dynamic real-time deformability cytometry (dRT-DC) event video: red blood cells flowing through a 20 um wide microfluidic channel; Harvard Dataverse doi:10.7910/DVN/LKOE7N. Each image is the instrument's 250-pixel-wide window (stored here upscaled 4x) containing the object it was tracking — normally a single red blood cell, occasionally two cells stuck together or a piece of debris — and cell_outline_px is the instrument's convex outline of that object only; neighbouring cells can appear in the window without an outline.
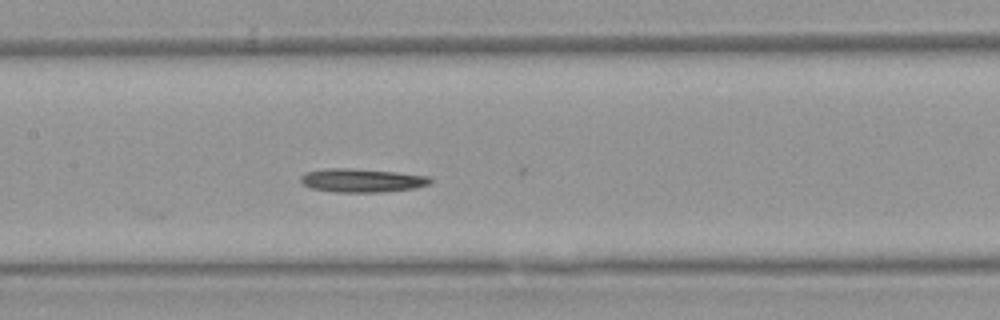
{"species": "Egyptian fruit bat (a non-hibernating species)", "species_latin": "Rousettus aegyptiacus", "temperature_condition": "warm", "stored_images_in_passage": 6, "camera_frame_rate_fps": 3000, "um_per_image_px": 0.085, "animal": {"sex": "female"}, "frame": {"image": 1, "passage_image": 6, "time_ms": 7.0, "image_size_px": [1000, 320], "cell_outline_px": [[432, 180], [428, 184], [416, 188], [380, 192], [336, 192], [312, 188], [304, 184], [300, 180], [300, 176], [304, 172], [328, 168], [352, 168], [396, 172], [432, 176]], "centroid_in_image_um": [30.77, 15.32], "position_along_channel_um": 176.6, "area_um2": 17.86}}